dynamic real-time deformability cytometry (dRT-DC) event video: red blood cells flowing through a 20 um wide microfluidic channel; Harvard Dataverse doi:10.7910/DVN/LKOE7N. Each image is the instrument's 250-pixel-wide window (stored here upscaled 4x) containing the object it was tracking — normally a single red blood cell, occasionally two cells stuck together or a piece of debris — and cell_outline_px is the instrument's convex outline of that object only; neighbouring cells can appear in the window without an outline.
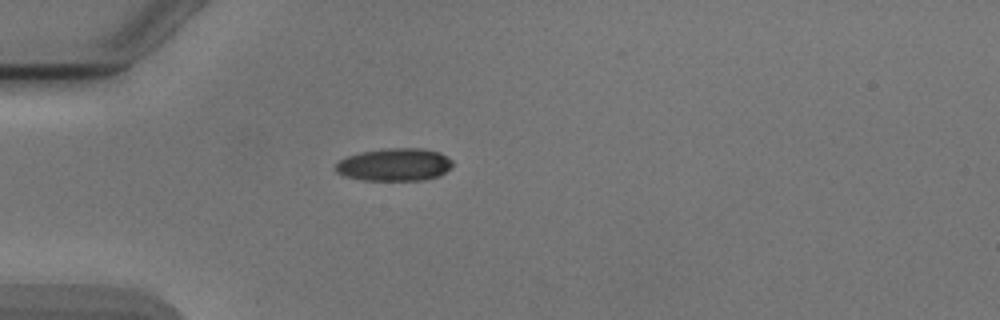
{"species": "Egyptian fruit bat (a non-hibernating species)", "species_latin": "Rousettus aegyptiacus", "temperature_condition": "cold", "stored_images_in_passage": 2, "camera_frame_rate_fps": 3000, "um_per_image_px": 0.085, "animal": {"sex": "male"}, "frame": {"image": 1, "passage_image": 1, "time_ms": 0.0, "image_size_px": [1000, 320], "cell_outline_px": [[452, 164], [440, 176], [424, 180], [364, 180], [344, 176], [336, 172], [336, 164], [340, 160], [348, 156], [364, 152], [388, 148], [424, 148], [440, 152], [448, 156], [452, 160]], "centroid_in_image_um": [33.56, 13.99], "position_along_channel_um": 51.4, "area_um2": 22.2}}